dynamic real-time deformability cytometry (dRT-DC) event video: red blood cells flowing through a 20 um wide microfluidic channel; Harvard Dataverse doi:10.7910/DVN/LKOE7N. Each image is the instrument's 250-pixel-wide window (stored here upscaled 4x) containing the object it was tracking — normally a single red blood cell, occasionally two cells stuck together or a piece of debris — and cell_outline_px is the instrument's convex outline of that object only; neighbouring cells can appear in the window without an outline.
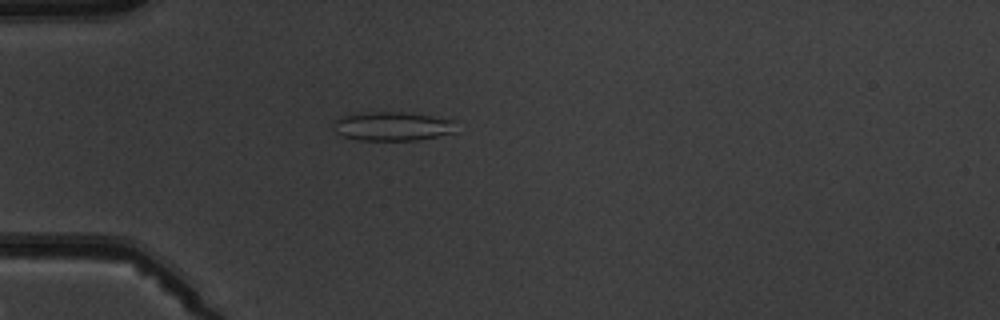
{"species": "common noctule bat (a hibernating species)", "species_latin": "Nyctalus noctula", "temperature_condition": "warm", "stored_images_in_passage": 5, "camera_frame_rate_fps": 3000, "um_per_image_px": 0.085, "animal": {"sex": "male", "body_mass_g": 19.5, "forearm_length_mm": 54.6}, "frame": {"image": 1, "passage_image": 5, "time_ms": 4.333, "image_size_px": [1000, 320], "cell_outline_px": [[456, 132], [416, 140], [360, 140], [344, 136], [336, 132], [332, 128], [332, 124], [336, 120], [344, 116], [372, 112], [404, 112], [432, 116], [456, 120]], "centroid_in_image_um": [33.4, 10.73], "position_along_channel_um": 51.6, "area_um2": 20.58}}